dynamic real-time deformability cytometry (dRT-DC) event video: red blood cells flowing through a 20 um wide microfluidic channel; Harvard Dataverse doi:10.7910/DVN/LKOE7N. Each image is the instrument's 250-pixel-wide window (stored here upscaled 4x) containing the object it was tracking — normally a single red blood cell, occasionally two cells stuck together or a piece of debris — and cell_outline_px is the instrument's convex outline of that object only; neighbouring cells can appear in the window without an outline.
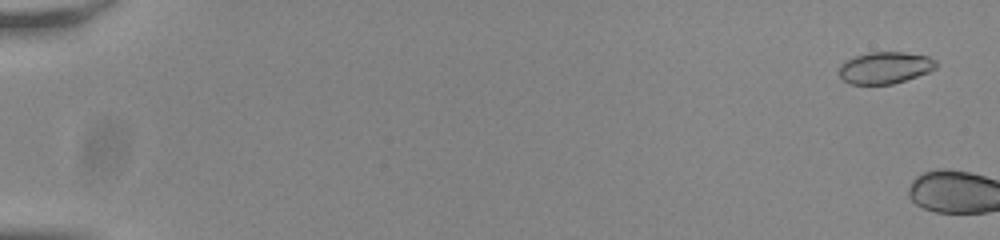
{"species": "common noctule bat (a hibernating species)", "species_latin": "Nyctalus noctula", "temperature_condition": "room temperature", "stored_images_in_passage": 5, "camera_frame_rate_fps": 3000, "um_per_image_px": 0.085, "animal": {"sex": "male", "body_mass_g": 20.0, "forearm_length_mm": 53.3}, "frame": {"image": 1, "passage_image": 3, "time_ms": 0.667, "image_size_px": [1000, 240], "cell_outline_px": [[936, 68], [928, 72], [892, 84], [852, 84], [844, 80], [840, 76], [840, 64], [844, 60], [868, 52], [904, 52], [928, 56], [936, 60]], "centroid_in_image_um": [75.22, 5.74], "position_along_channel_um": 9.8, "area_um2": 17.86}}